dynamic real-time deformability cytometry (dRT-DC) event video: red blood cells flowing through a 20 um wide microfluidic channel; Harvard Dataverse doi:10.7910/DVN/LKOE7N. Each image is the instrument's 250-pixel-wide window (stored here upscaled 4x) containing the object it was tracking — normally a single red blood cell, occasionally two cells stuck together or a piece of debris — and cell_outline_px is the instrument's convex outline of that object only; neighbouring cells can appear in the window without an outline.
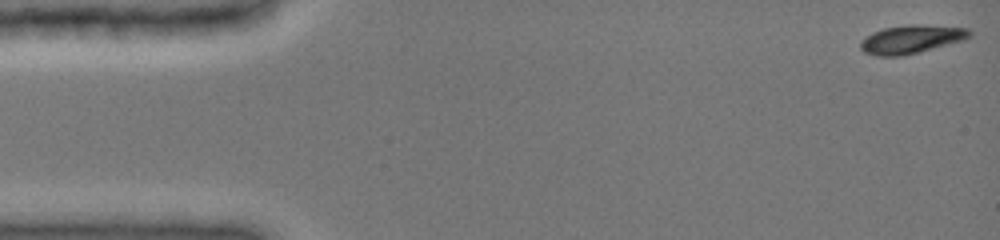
{"species": "common noctule bat (a hibernating species)", "species_latin": "Nyctalus noctula", "temperature_condition": "cold", "stored_images_in_passage": 54, "camera_frame_rate_fps": 3000, "um_per_image_px": 0.085, "animal": {"sex": "female", "body_mass_g": 19.0, "forearm_length_mm": 51.5}, "frame": {"image": 1, "passage_image": 1, "time_ms": 0.0, "image_size_px": [1000, 240], "cell_outline_px": [[972, 36], [964, 40], [920, 52], [900, 56], [876, 56], [864, 52], [860, 48], [860, 44], [872, 32], [884, 28], [912, 24], [916, 24], [968, 28], [972, 32]], "centroid_in_image_um": [77.5, 3.34], "position_along_channel_um": 7.5, "area_um2": 17.98}}
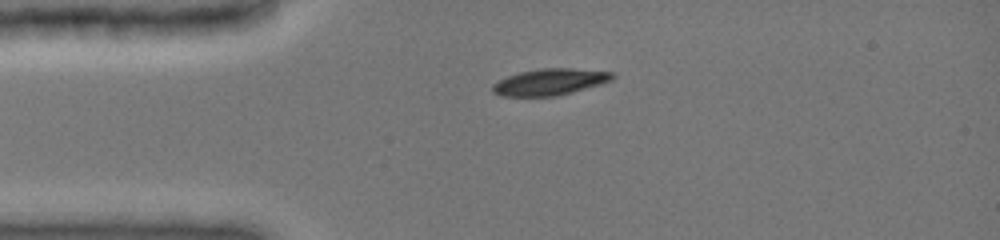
{"frame": {"image": 2, "passage_image": 31, "time_ms": 3.333, "image_size_px": [1000, 240], "cell_outline_px": [[616, 76], [612, 80], [600, 84], [572, 92], [556, 96], [500, 96], [492, 92], [492, 84], [508, 76], [520, 72], [544, 68], [572, 68], [616, 72]], "centroid_in_image_um": [46.77, 6.96], "position_along_channel_um": 38.2, "area_um2": 18.5}}
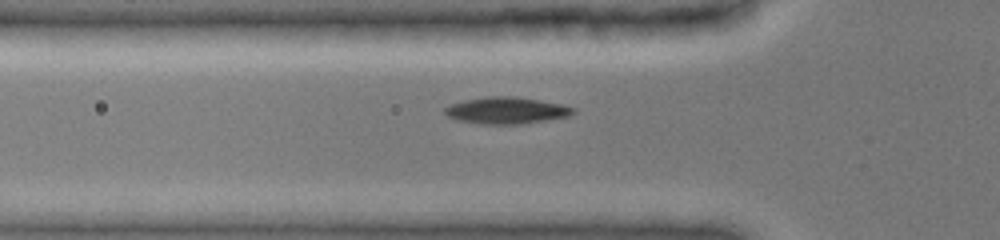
{"frame": {"image": 3, "passage_image": 47, "time_ms": 5.0, "image_size_px": [1000, 240], "cell_outline_px": [[576, 112], [568, 116], [520, 124], [480, 124], [456, 120], [448, 116], [444, 112], [444, 108], [452, 104], [464, 100], [484, 96], [516, 96], [564, 104], [576, 108]], "centroid_in_image_um": [43.05, 9.38], "position_along_channel_um": 82.7, "area_um2": 20.11}}